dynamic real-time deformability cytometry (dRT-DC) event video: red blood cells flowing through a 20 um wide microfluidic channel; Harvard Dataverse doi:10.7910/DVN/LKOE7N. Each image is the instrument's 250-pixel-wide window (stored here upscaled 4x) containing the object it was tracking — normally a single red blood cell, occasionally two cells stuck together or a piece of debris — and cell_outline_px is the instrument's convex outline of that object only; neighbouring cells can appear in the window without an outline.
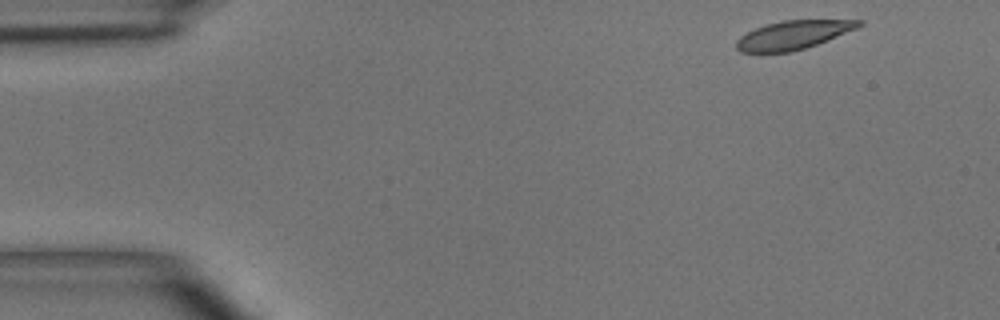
{"species": "common noctule bat (a hibernating species)", "species_latin": "Nyctalus noctula", "temperature_condition": "room temperature", "stored_images_in_passage": 4, "camera_frame_rate_fps": 3000, "um_per_image_px": 0.085, "animal": {"sex": "male", "body_mass_g": 15.6}, "frame": {"image": 1, "passage_image": 1, "time_ms": 0.0, "image_size_px": [1000, 320], "cell_outline_px": [[864, 24], [856, 28], [828, 40], [792, 52], [740, 52], [736, 48], [736, 40], [740, 36], [756, 28], [768, 24], [784, 20], [864, 20]], "centroid_in_image_um": [67.42, 2.97], "position_along_channel_um": 17.6, "area_um2": 20.17}}
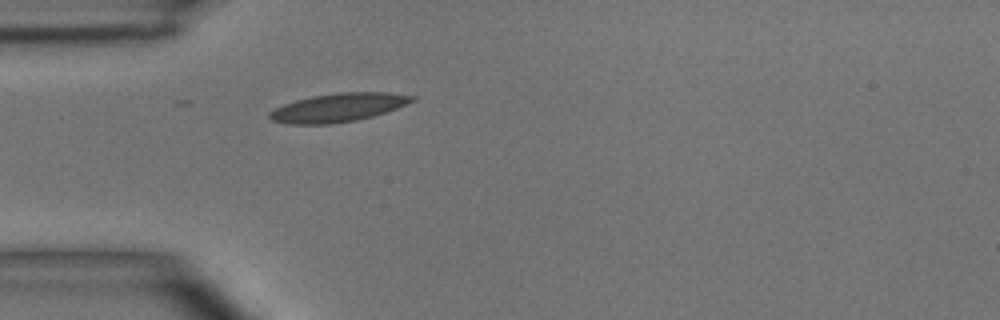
{"frame": {"image": 2, "passage_image": 4, "time_ms": 3.333, "image_size_px": [1000, 320], "cell_outline_px": [[416, 100], [396, 108], [372, 116], [356, 120], [332, 124], [288, 124], [272, 120], [268, 116], [268, 112], [284, 104], [296, 100], [312, 96], [340, 92], [388, 92], [416, 96]], "centroid_in_image_um": [28.75, 9.14], "position_along_channel_um": 56.3, "area_um2": 23.58}}